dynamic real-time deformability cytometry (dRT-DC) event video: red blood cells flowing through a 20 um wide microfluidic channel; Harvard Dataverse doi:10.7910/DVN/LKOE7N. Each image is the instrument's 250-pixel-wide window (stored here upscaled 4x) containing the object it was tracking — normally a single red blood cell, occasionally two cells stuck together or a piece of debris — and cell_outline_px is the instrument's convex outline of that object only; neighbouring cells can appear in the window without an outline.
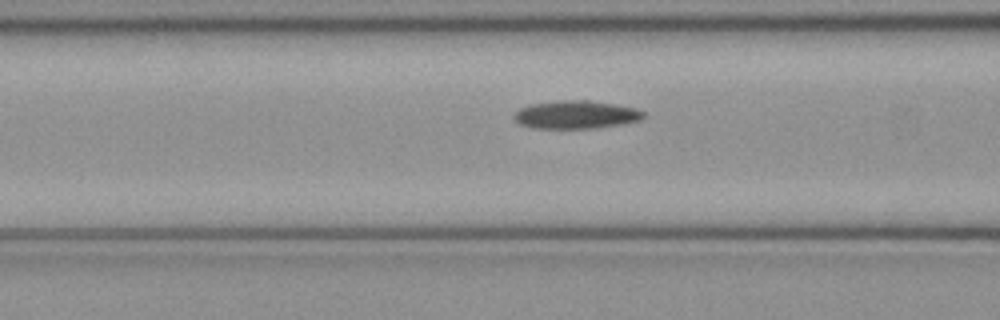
{"species": "common noctule bat (a hibernating species)", "species_latin": "Nyctalus noctula", "temperature_condition": "cold", "stored_images_in_passage": 51, "camera_frame_rate_fps": 3000, "um_per_image_px": 0.085, "animal": {"sex": "female", "body_mass_g": 21.9}, "frame": {"image": 1, "passage_image": 20, "time_ms": 6.333, "image_size_px": [1000, 320], "cell_outline_px": [[644, 116], [640, 120], [624, 124], [596, 128], [532, 128], [520, 124], [512, 116], [520, 108], [532, 104], [564, 100], [588, 100], [616, 104], [636, 108], [644, 112]], "centroid_in_image_um": [48.98, 9.75], "position_along_channel_um": 117.6, "area_um2": 21.15}}
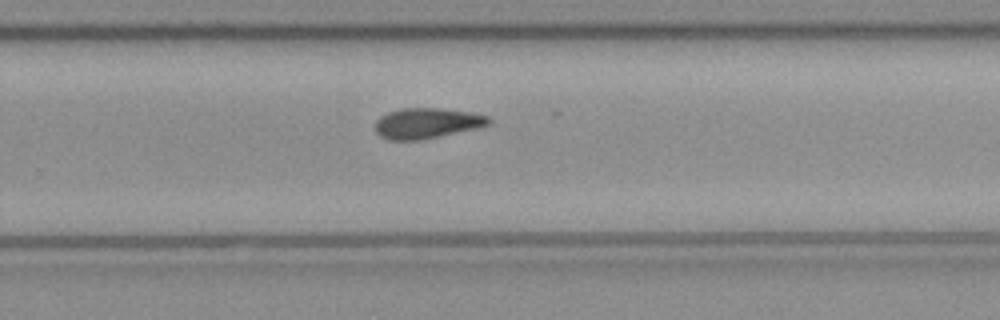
{"frame": {"image": 2, "passage_image": 33, "time_ms": 10.667, "image_size_px": [1000, 320], "cell_outline_px": [[492, 120], [488, 124], [476, 128], [440, 136], [420, 140], [388, 140], [380, 136], [376, 132], [376, 120], [380, 116], [388, 112], [400, 108], [440, 108], [472, 112], [488, 116]], "centroid_in_image_um": [36.26, 10.46], "position_along_channel_um": 293.5, "area_um2": 20.17}}
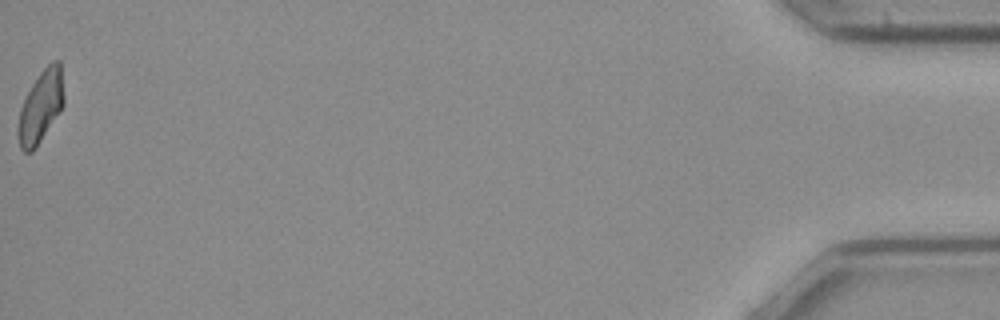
{"frame": {"image": 3, "passage_image": 51, "time_ms": 16.667, "image_size_px": [1000, 320], "cell_outline_px": [[64, 104], [36, 148], [32, 152], [24, 152], [20, 148], [16, 132], [16, 128], [20, 108], [32, 84], [40, 72], [52, 60], [60, 60], [64, 96]], "centroid_in_image_um": [3.44, 9.08], "position_along_channel_um": 431.8, "area_um2": 19.31}}